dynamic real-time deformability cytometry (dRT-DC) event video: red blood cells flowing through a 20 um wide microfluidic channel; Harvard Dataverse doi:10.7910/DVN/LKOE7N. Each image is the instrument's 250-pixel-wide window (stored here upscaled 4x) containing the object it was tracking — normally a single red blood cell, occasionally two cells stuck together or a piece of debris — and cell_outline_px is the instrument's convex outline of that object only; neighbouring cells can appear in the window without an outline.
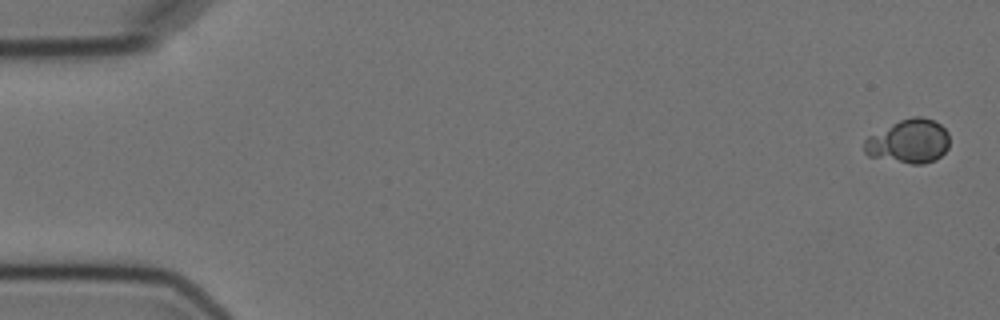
{"species": "Egyptian fruit bat (a non-hibernating species)", "species_latin": "Rousettus aegyptiacus", "temperature_condition": "cold", "stored_images_in_passage": 7, "camera_frame_rate_fps": 3000, "um_per_image_px": 0.085, "animal": {"sex": "female"}, "frame": {"image": 1, "passage_image": 1, "time_ms": 0.0, "image_size_px": [1000, 320], "cell_outline_px": [[948, 148], [936, 160], [924, 164], [912, 164], [868, 156], [864, 152], [864, 140], [868, 136], [900, 120], [912, 116], [920, 116], [932, 120], [940, 124], [948, 132]], "centroid_in_image_um": [77.25, 12.02], "position_along_channel_um": 7.8, "area_um2": 21.73}}